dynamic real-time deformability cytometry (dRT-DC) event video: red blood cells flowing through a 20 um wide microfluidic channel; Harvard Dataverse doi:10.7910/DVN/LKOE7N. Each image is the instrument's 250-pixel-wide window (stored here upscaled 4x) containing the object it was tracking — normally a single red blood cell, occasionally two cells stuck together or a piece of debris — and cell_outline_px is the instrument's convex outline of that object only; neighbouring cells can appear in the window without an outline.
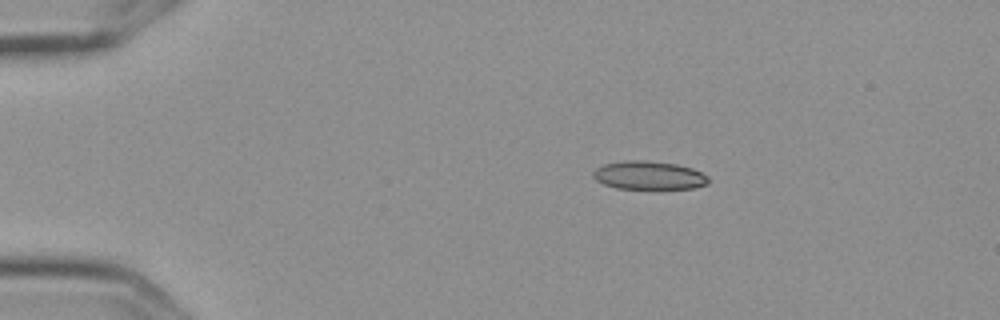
{"species": "Egyptian fruit bat (a non-hibernating species)", "species_latin": "Rousettus aegyptiacus", "temperature_condition": "cold", "stored_images_in_passage": 3, "camera_frame_rate_fps": 3000, "um_per_image_px": 0.085, "frame": {"image": 1, "passage_image": 3, "time_ms": 0.667, "image_size_px": [1000, 320], "cell_outline_px": [[708, 184], [692, 188], [616, 188], [604, 184], [596, 180], [592, 176], [592, 172], [596, 168], [604, 164], [628, 160], [644, 160], [676, 164], [692, 168], [708, 176]], "centroid_in_image_um": [55.13, 14.9], "position_along_channel_um": 29.9, "area_um2": 18.9}}